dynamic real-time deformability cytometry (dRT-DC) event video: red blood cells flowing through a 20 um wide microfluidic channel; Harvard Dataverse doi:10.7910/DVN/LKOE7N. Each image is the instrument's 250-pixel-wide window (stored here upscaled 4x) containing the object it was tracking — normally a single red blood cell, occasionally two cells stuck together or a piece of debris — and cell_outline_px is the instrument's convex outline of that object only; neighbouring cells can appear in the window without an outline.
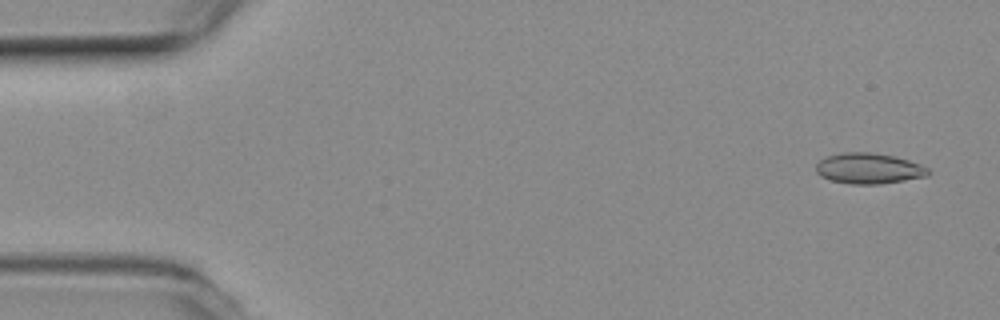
{"species": "common noctule bat (a hibernating species)", "species_latin": "Nyctalus noctula", "temperature_condition": "room temperature", "stored_images_in_passage": 56, "camera_frame_rate_fps": 3000, "um_per_image_px": 0.085, "animal": {"sex": "female", "body_mass_g": 19.3, "forearm_length_mm": 54.1}, "frame": {"image": 1, "passage_image": 3, "time_ms": 0.667, "image_size_px": [1000, 320], "cell_outline_px": [[932, 172], [928, 176], [880, 184], [852, 184], [828, 180], [820, 176], [816, 172], [816, 164], [820, 160], [828, 156], [844, 152], [872, 152], [892, 156], [908, 160], [920, 164], [928, 168]], "centroid_in_image_um": [73.84, 14.32], "position_along_channel_um": 11.2, "area_um2": 20.11}}
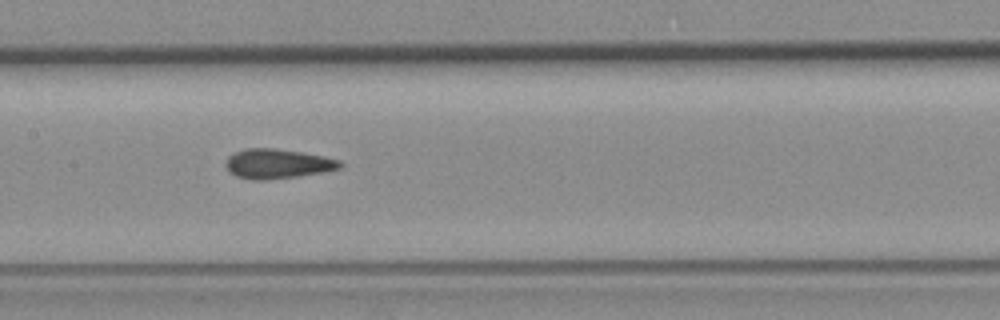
{"frame": {"image": 2, "passage_image": 27, "time_ms": 8.667, "image_size_px": [1000, 320], "cell_outline_px": [[344, 164], [340, 168], [324, 172], [300, 176], [264, 180], [252, 180], [236, 176], [228, 172], [224, 164], [228, 156], [244, 148], [276, 148], [324, 156], [340, 160]], "centroid_in_image_um": [23.57, 13.92], "position_along_channel_um": 183.8, "area_um2": 19.94}}
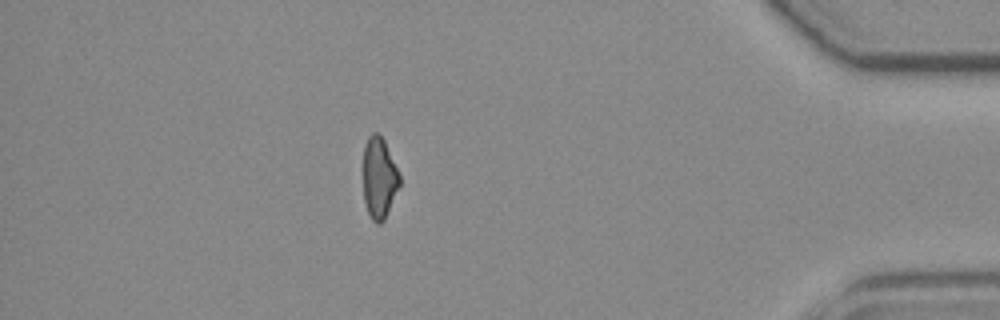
{"frame": {"image": 3, "passage_image": 49, "time_ms": 16.0, "image_size_px": [1000, 320], "cell_outline_px": [[400, 184], [384, 220], [380, 224], [376, 224], [372, 220], [368, 212], [364, 200], [364, 144], [368, 136], [372, 132], [376, 132], [384, 140], [400, 176]], "centroid_in_image_um": [32.22, 15.12], "position_along_channel_um": 403.0, "area_um2": 16.99}, "authors_computed_cell_mechanics": {"area_um2": 19.3052, "velocity_mm_per_s": 3.6608, "shape_relaxation_time_tau1_ms": null, "shape_relaxation_time_tau2_ms": 2.0932, "deformation_change_tau1": null, "deformation_change_tau2": 0.0841}}